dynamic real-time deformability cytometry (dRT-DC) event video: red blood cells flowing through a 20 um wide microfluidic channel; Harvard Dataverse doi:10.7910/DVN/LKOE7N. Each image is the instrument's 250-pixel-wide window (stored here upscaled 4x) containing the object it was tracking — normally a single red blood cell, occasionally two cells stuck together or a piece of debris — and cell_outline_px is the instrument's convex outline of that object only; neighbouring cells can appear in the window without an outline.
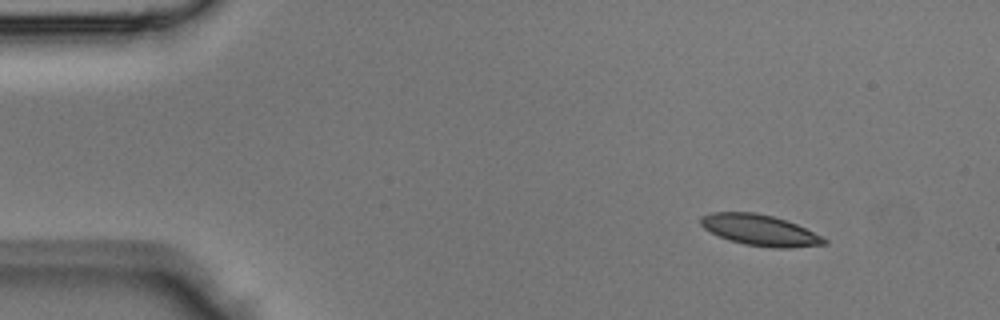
{"species": "Egyptian fruit bat (a non-hibernating species)", "species_latin": "Rousettus aegyptiacus", "temperature_condition": "room temperature", "stored_images_in_passage": 41, "segment_of_instrument_passage": [1, 2], "camera_frame_rate_fps": 3000, "um_per_image_px": 0.085, "animal": {"sex": "male"}, "frame": {"image": 1, "passage_image": 1, "time_ms": 0.0, "image_size_px": [1000, 320], "cell_outline_px": [[828, 244], [788, 248], [776, 248], [744, 244], [720, 236], [704, 228], [700, 224], [700, 216], [712, 212], [756, 212], [772, 216], [796, 224], [828, 240]], "centroid_in_image_um": [64.58, 19.56], "position_along_channel_um": 20.4, "area_um2": 21.96}}
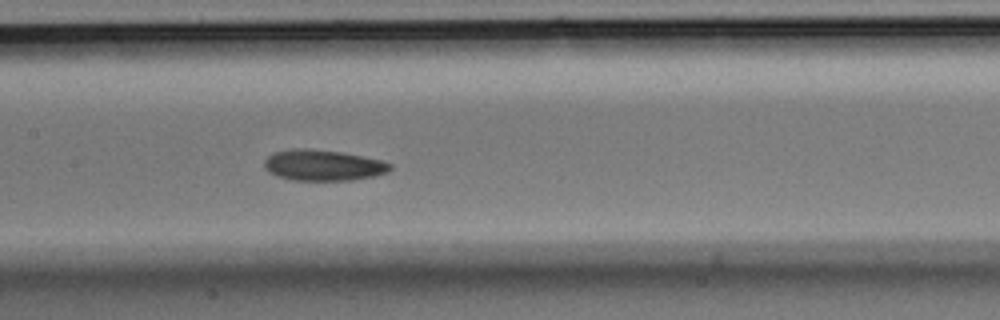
{"frame": {"image": 2, "passage_image": 17, "time_ms": 5.333, "image_size_px": [1000, 320], "cell_outline_px": [[392, 168], [388, 172], [372, 176], [352, 180], [292, 180], [268, 172], [264, 164], [264, 160], [272, 152], [292, 148], [312, 148], [344, 152], [380, 160], [392, 164]], "centroid_in_image_um": [27.45, 14.02], "position_along_channel_um": 180.0, "area_um2": 22.77}}
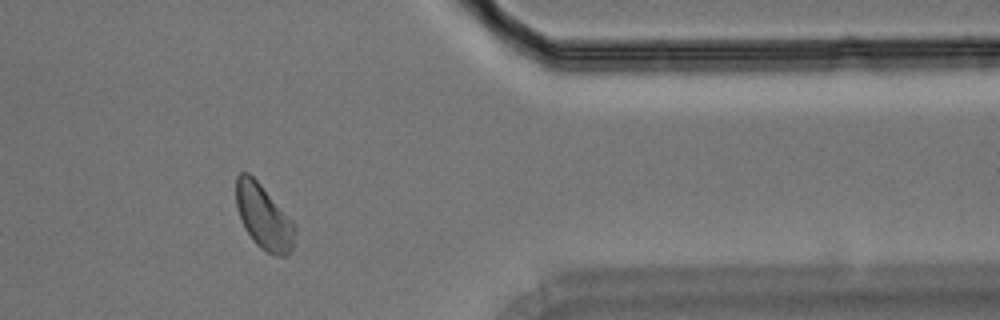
{"frame": {"image": 3, "passage_image": 32, "time_ms": 10.333, "image_size_px": [1000, 320], "cell_outline_px": [[296, 228], [292, 248], [288, 256], [276, 256], [260, 248], [252, 240], [244, 228], [236, 208], [236, 176], [240, 172], [248, 172], [260, 184], [296, 224]], "centroid_in_image_um": [22.41, 18.45], "position_along_channel_um": 389.0, "area_um2": 22.25}}